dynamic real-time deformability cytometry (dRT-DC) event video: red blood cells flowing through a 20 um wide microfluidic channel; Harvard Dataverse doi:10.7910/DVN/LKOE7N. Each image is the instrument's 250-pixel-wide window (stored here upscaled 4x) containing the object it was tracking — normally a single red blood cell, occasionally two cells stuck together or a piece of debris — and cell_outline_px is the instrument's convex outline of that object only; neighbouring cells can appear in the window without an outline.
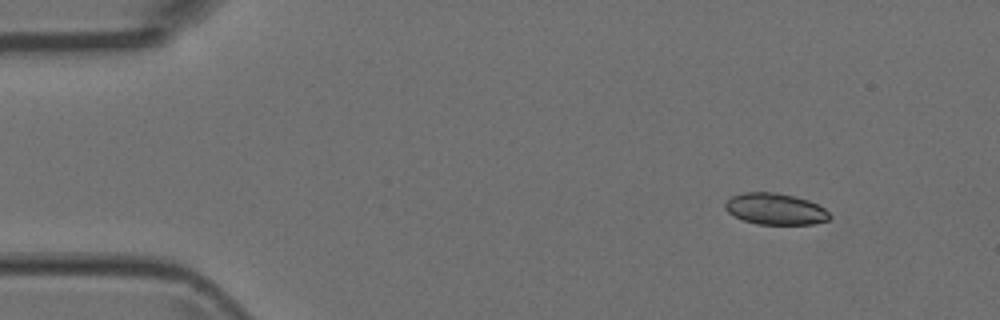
{"species": "Egyptian fruit bat (a non-hibernating species)", "species_latin": "Rousettus aegyptiacus", "temperature_condition": "room temperature", "stored_images_in_passage": 6, "camera_frame_rate_fps": 3000, "um_per_image_px": 0.085, "animal": {"sex": "female"}, "frame": {"image": 1, "passage_image": 1, "time_ms": 0.0, "image_size_px": [1000, 320], "cell_outline_px": [[832, 216], [828, 220], [812, 224], [756, 224], [744, 220], [728, 212], [724, 208], [724, 204], [732, 196], [744, 192], [776, 192], [796, 196], [808, 200], [824, 208]], "centroid_in_image_um": [65.91, 17.75], "position_along_channel_um": 19.1, "area_um2": 19.07}}
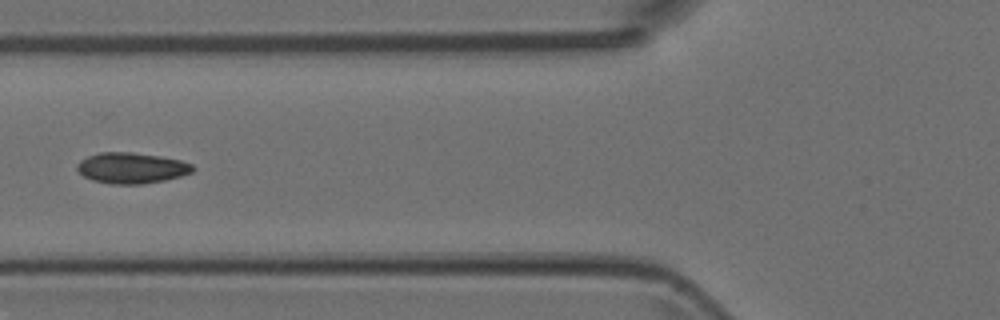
{"frame": {"image": 2, "passage_image": 5, "time_ms": 1.333, "image_size_px": [1000, 320], "cell_outline_px": [[196, 168], [192, 172], [180, 176], [164, 180], [140, 184], [108, 184], [92, 180], [84, 176], [76, 168], [76, 164], [80, 160], [88, 156], [100, 152], [132, 152], [160, 156], [180, 160], [192, 164]], "centroid_in_image_um": [11.17, 14.27], "position_along_channel_um": 114.6, "area_um2": 20.81}}
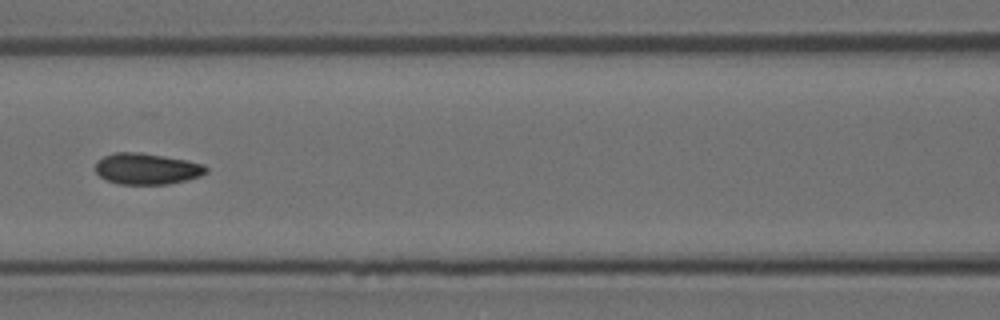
{"frame": {"image": 3, "passage_image": 6, "time_ms": 1.667, "image_size_px": [1000, 320], "cell_outline_px": [[208, 172], [200, 176], [188, 180], [168, 184], [120, 184], [108, 180], [100, 176], [96, 172], [96, 160], [104, 156], [116, 152], [140, 152], [164, 156], [204, 164], [208, 168]], "centroid_in_image_um": [12.49, 14.34], "position_along_channel_um": 154.1, "area_um2": 20.11}}